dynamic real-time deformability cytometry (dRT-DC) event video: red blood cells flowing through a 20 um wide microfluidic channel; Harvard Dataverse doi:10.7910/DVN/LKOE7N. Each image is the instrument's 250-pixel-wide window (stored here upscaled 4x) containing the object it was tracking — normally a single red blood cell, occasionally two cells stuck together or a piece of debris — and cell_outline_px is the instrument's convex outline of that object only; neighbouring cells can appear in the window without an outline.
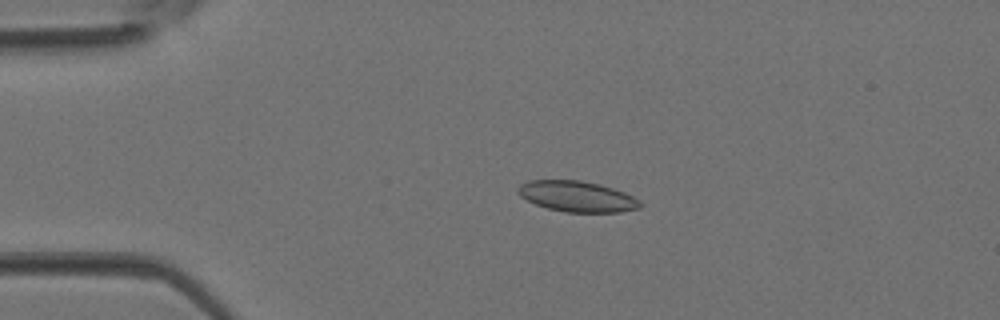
{"species": "Egyptian fruit bat (a non-hibernating species)", "species_latin": "Rousettus aegyptiacus", "temperature_condition": "room temperature", "stored_images_in_passage": 4, "camera_frame_rate_fps": 3000, "um_per_image_px": 0.085, "animal": {"sex": "female"}, "frame": {"image": 1, "passage_image": 3, "time_ms": 0.667, "image_size_px": [1000, 320], "cell_outline_px": [[644, 204], [640, 208], [620, 212], [564, 212], [548, 208], [536, 204], [520, 196], [516, 192], [516, 188], [520, 184], [528, 180], [580, 180], [600, 184], [624, 192], [640, 200]], "centroid_in_image_um": [49.05, 16.69], "position_along_channel_um": 35.9, "area_um2": 22.02}}